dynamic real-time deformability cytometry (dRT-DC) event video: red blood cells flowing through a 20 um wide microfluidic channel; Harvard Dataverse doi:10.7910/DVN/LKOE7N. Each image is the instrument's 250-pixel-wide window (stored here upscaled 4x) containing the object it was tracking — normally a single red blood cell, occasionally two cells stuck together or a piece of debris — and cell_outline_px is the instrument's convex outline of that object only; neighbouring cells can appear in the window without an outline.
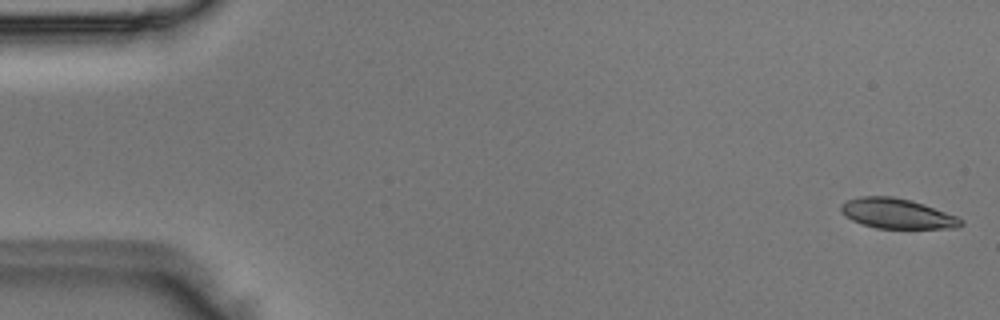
{"species": "Egyptian fruit bat (a non-hibernating species)", "species_latin": "Rousettus aegyptiacus", "temperature_condition": "room temperature", "stored_images_in_passage": 5, "camera_frame_rate_fps": 3000, "um_per_image_px": 0.085, "animal": {"sex": "male"}, "frame": {"image": 1, "passage_image": 1, "time_ms": 0.0, "image_size_px": [1000, 320], "cell_outline_px": [[964, 224], [956, 228], [876, 228], [860, 224], [844, 216], [840, 212], [840, 204], [848, 200], [860, 196], [892, 196], [924, 204], [956, 216], [964, 220]], "centroid_in_image_um": [76.22, 18.16], "position_along_channel_um": 8.8, "area_um2": 21.04}}